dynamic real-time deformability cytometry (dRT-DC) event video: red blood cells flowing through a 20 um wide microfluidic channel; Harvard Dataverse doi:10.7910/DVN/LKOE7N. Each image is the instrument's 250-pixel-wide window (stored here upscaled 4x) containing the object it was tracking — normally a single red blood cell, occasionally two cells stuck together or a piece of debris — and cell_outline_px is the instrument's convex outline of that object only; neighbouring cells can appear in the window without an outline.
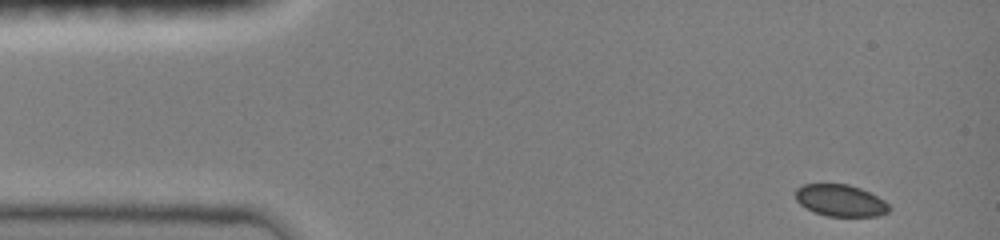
{"species": "common noctule bat (a hibernating species)", "species_latin": "Nyctalus noctula", "temperature_condition": "room temperature", "stored_images_in_passage": 72, "camera_frame_rate_fps": 3000, "um_per_image_px": 0.085, "animal": {"sex": "female", "body_mass_g": 19.0, "forearm_length_mm": 51.5}, "frame": {"image": 1, "passage_image": 1, "time_ms": 0.0, "image_size_px": [1000, 240], "cell_outline_px": [[892, 208], [888, 212], [880, 216], [828, 216], [816, 212], [800, 204], [796, 200], [796, 188], [800, 184], [848, 184], [860, 188], [884, 200]], "centroid_in_image_um": [71.45, 17.04], "position_along_channel_um": 13.5, "area_um2": 17.28}}
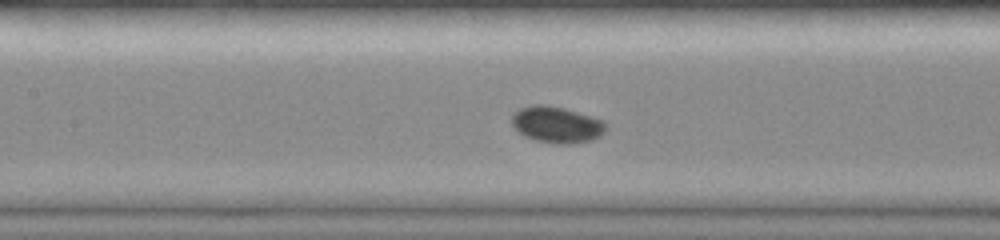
{"frame": {"image": 2, "passage_image": 33, "time_ms": 6.0, "image_size_px": [1000, 240], "cell_outline_px": [[608, 124], [604, 132], [600, 136], [592, 140], [572, 144], [556, 144], [536, 140], [524, 136], [512, 124], [512, 112], [520, 108], [532, 104], [544, 104], [564, 108], [592, 116], [604, 120]], "centroid_in_image_um": [47.34, 10.59], "position_along_channel_um": 160.1, "area_um2": 20.17}}
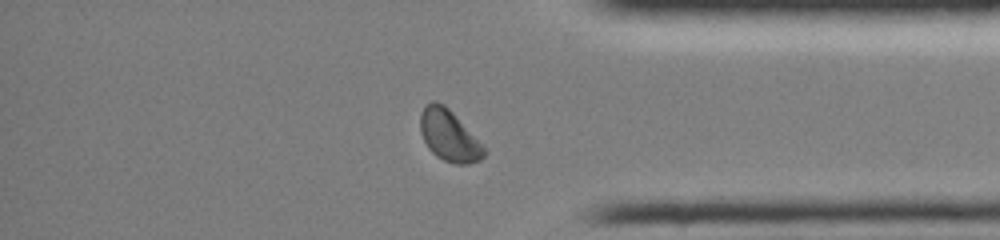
{"frame": {"image": 3, "passage_image": 60, "time_ms": 12.0, "image_size_px": [1000, 240], "cell_outline_px": [[484, 156], [480, 160], [468, 164], [456, 164], [444, 160], [436, 156], [428, 148], [420, 132], [420, 112], [432, 100], [436, 100], [444, 104], [452, 112], [484, 148]], "centroid_in_image_um": [38.12, 11.52], "position_along_channel_um": 397.1, "area_um2": 18.61}, "authors_computed_cell_mechanics": {"area_um2": 18.4382, "velocity_mm_per_s": 4.0144, "shape_relaxation_time_tau1_ms": 3.5757, "shape_relaxation_time_tau2_ms": null, "deformation_change_tau1": 0.0626, "deformation_change_tau2": null}}